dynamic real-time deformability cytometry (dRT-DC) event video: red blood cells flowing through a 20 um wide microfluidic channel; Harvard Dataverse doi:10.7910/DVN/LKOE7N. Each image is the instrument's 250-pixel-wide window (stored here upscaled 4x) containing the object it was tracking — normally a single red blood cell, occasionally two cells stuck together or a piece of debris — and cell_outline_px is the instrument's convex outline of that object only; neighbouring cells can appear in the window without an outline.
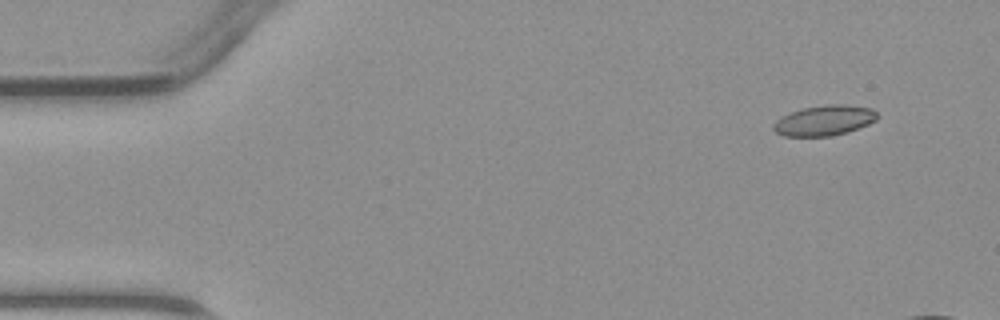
{"species": "common noctule bat (a hibernating species)", "species_latin": "Nyctalus noctula", "temperature_condition": "warm", "stored_images_in_passage": 6, "camera_frame_rate_fps": 3000, "um_per_image_px": 0.085, "animal": {"sex": "male", "body_mass_g": 23.1, "forearm_length_mm": 52.7}, "frame": {"image": 1, "passage_image": 1, "time_ms": 0.0, "image_size_px": [1000, 320], "cell_outline_px": [[880, 116], [876, 120], [868, 124], [848, 132], [832, 136], [784, 136], [776, 132], [772, 128], [772, 124], [776, 120], [792, 112], [804, 108], [828, 104], [844, 104], [872, 108]], "centroid_in_image_um": [70.1, 10.24], "position_along_channel_um": 14.9, "area_um2": 18.32}}
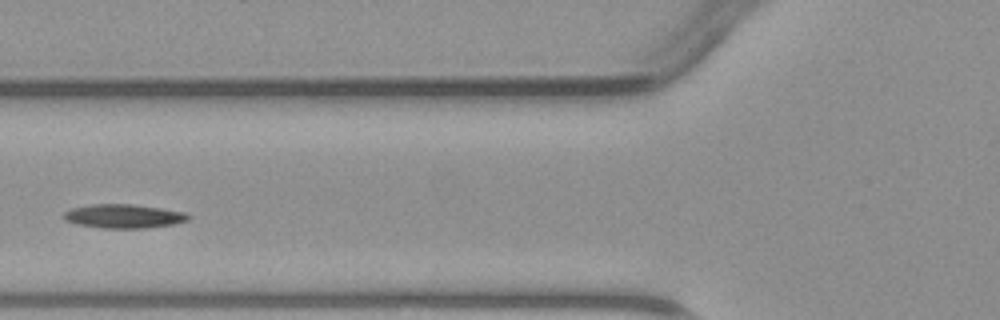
{"frame": {"image": 2, "passage_image": 5, "time_ms": 8.333, "image_size_px": [1000, 320], "cell_outline_px": [[192, 216], [188, 220], [176, 224], [148, 228], [104, 228], [76, 224], [64, 220], [64, 212], [72, 208], [92, 204], [132, 204], [160, 208], [184, 212]], "centroid_in_image_um": [10.54, 18.38], "position_along_channel_um": 115.3, "area_um2": 17.4}}
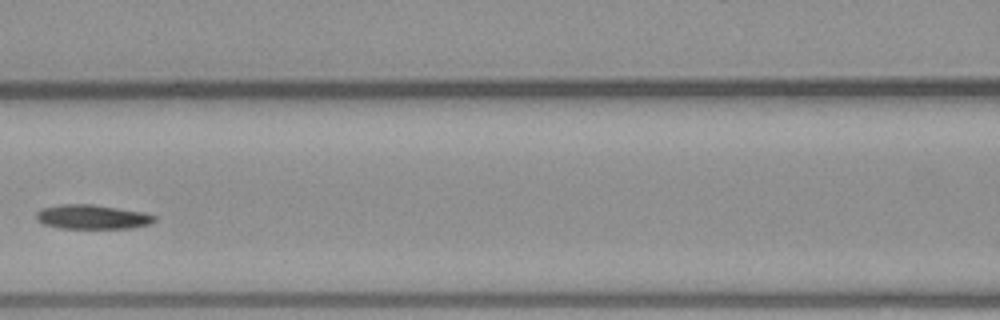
{"frame": {"image": 3, "passage_image": 6, "time_ms": 9.333, "image_size_px": [1000, 320], "cell_outline_px": [[156, 220], [152, 224], [128, 228], [60, 228], [44, 224], [36, 220], [36, 212], [44, 208], [60, 204], [92, 204], [140, 212], [156, 216]], "centroid_in_image_um": [7.82, 18.44], "position_along_channel_um": 158.8, "area_um2": 16.59}}